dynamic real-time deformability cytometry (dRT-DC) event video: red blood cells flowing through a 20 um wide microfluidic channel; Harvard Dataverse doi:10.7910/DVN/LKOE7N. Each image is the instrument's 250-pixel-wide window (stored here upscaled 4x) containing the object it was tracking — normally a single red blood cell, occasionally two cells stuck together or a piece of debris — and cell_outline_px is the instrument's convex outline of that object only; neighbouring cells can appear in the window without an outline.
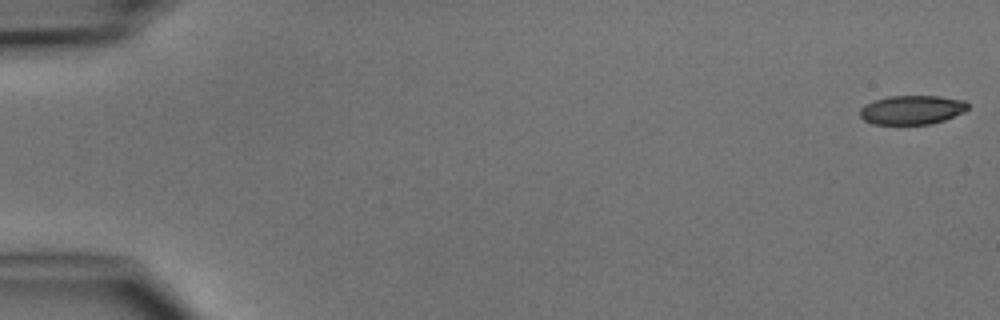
{"species": "common noctule bat (a hibernating species)", "species_latin": "Nyctalus noctula", "temperature_condition": "cold", "stored_images_in_passage": 4, "camera_frame_rate_fps": 3000, "um_per_image_px": 0.085, "animal": {"sex": "male", "body_mass_g": 15.6}, "frame": {"image": 1, "passage_image": 1, "time_ms": 0.0, "image_size_px": [1000, 320], "cell_outline_px": [[968, 108], [964, 112], [944, 120], [932, 124], [872, 124], [864, 120], [860, 116], [860, 108], [864, 104], [888, 96], [940, 96], [964, 100], [968, 104]], "centroid_in_image_um": [77.51, 9.34], "position_along_channel_um": 7.5, "area_um2": 18.32}}
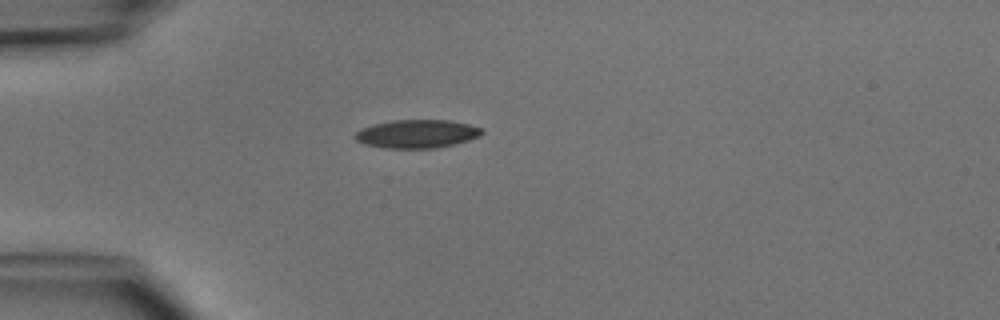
{"frame": {"image": 2, "passage_image": 4, "time_ms": 4.333, "image_size_px": [1000, 320], "cell_outline_px": [[484, 132], [480, 136], [456, 144], [436, 148], [384, 148], [364, 144], [356, 140], [352, 136], [360, 128], [392, 120], [452, 120], [484, 128]], "centroid_in_image_um": [35.45, 11.38], "position_along_channel_um": 49.5, "area_um2": 21.15}}